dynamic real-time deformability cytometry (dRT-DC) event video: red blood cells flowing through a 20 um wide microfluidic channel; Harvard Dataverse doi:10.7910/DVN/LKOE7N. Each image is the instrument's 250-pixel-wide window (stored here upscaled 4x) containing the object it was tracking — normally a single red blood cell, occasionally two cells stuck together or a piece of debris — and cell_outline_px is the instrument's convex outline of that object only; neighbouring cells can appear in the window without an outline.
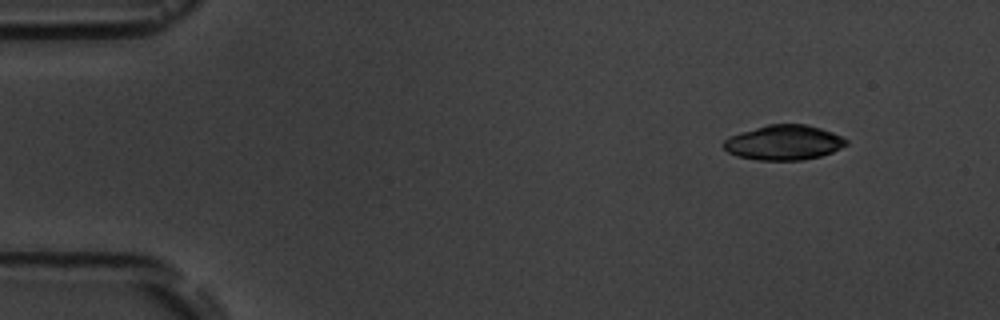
{"species": "common noctule bat (a hibernating species)", "species_latin": "Nyctalus noctula", "temperature_condition": "room temperature", "stored_images_in_passage": 5, "camera_frame_rate_fps": 3000, "um_per_image_px": 0.085, "animal": {"sex": "male", "body_mass_g": 19.5, "forearm_length_mm": 54.6}, "frame": {"image": 1, "passage_image": 1, "time_ms": 0.0, "image_size_px": [1000, 320], "cell_outline_px": [[848, 144], [832, 152], [820, 156], [800, 160], [756, 160], [736, 156], [728, 152], [720, 144], [728, 136], [740, 132], [768, 124], [804, 124], [820, 128], [832, 132], [848, 140]], "centroid_in_image_um": [66.58, 12.12], "position_along_channel_um": 18.4, "area_um2": 25.03}}
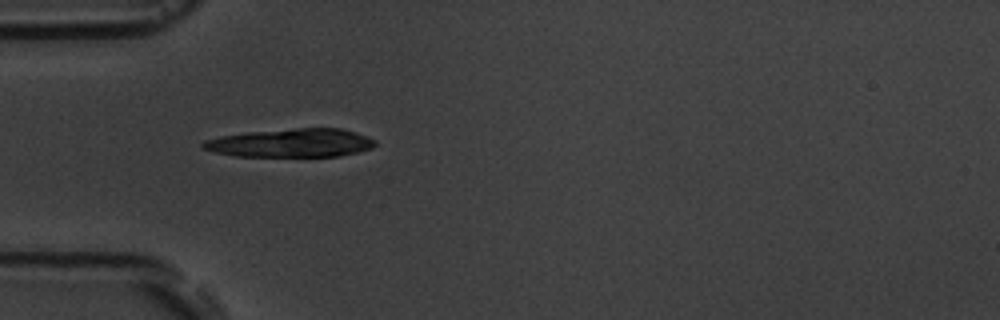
{"frame": {"image": 2, "passage_image": 4, "time_ms": 3.667, "image_size_px": [1000, 320], "cell_outline_px": [[376, 144], [372, 148], [340, 156], [236, 156], [216, 152], [204, 148], [200, 144], [204, 140], [220, 136], [244, 132], [296, 128], [340, 128], [356, 132], [376, 140]], "centroid_in_image_um": [24.74, 12.14], "position_along_channel_um": 60.3, "area_um2": 28.55}}